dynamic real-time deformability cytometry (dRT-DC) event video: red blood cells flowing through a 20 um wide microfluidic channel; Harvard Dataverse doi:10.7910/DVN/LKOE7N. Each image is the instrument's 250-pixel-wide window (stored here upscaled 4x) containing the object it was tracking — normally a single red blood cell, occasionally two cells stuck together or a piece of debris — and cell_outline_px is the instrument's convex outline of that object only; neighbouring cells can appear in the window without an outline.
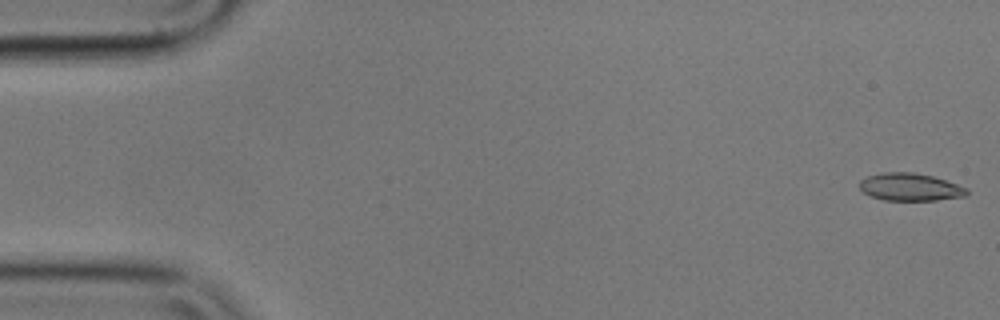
{"species": "common noctule bat (a hibernating species)", "species_latin": "Nyctalus noctula", "temperature_condition": "cold", "stored_images_in_passage": 55, "camera_frame_rate_fps": 3000, "um_per_image_px": 0.085, "animal": {"sex": "male", "body_mass_g": 17.9}, "frame": {"image": 1, "passage_image": 1, "time_ms": 0.0, "image_size_px": [1000, 320], "cell_outline_px": [[968, 192], [964, 196], [936, 200], [884, 200], [868, 196], [860, 188], [860, 180], [868, 176], [884, 172], [912, 172], [932, 176], [968, 188]], "centroid_in_image_um": [77.33, 15.9], "position_along_channel_um": 7.7, "area_um2": 17.11}}
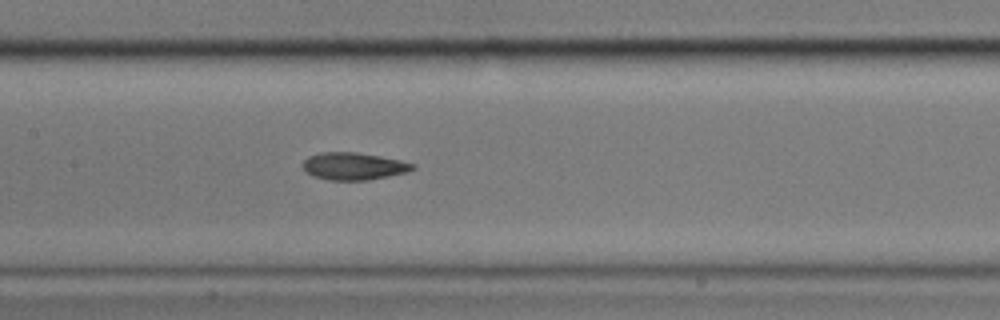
{"frame": {"image": 2, "passage_image": 26, "time_ms": 8.333, "image_size_px": [1000, 320], "cell_outline_px": [[416, 168], [408, 172], [368, 180], [328, 180], [312, 176], [304, 168], [304, 160], [308, 156], [320, 152], [356, 152], [380, 156], [400, 160], [416, 164]], "centroid_in_image_um": [30.09, 14.12], "position_along_channel_um": 177.3, "area_um2": 17.51}}
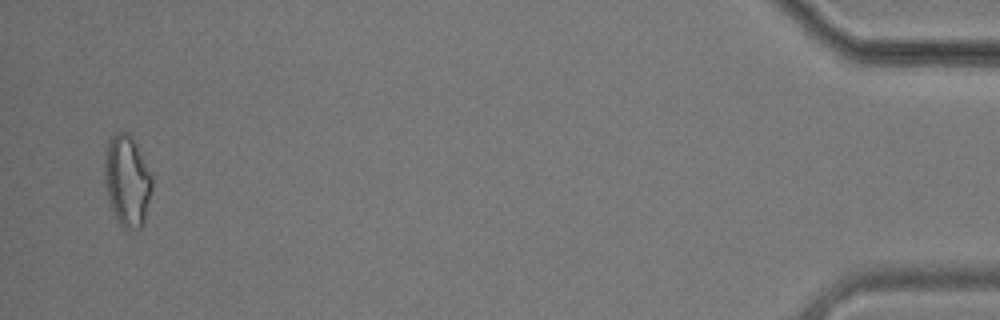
{"frame": {"image": 3, "passage_image": 54, "time_ms": 17.667, "image_size_px": [1000, 320], "cell_outline_px": [[152, 188], [144, 224], [140, 228], [124, 228], [116, 220], [108, 196], [104, 180], [104, 160], [108, 144], [112, 136], [116, 132], [128, 132], [132, 136], [152, 176]], "centroid_in_image_um": [10.81, 15.37], "position_along_channel_um": 424.4, "area_um2": 25.03}, "authors_computed_cell_mechanics": {"area_um2": 17.9758, "velocity_mm_per_s": 3.5578, "shape_relaxation_time_tau1_ms": 5.247, "shape_relaxation_time_tau2_ms": 2.7976, "deformation_change_tau1": 0.1478, "deformation_change_tau2": 0.0992}}